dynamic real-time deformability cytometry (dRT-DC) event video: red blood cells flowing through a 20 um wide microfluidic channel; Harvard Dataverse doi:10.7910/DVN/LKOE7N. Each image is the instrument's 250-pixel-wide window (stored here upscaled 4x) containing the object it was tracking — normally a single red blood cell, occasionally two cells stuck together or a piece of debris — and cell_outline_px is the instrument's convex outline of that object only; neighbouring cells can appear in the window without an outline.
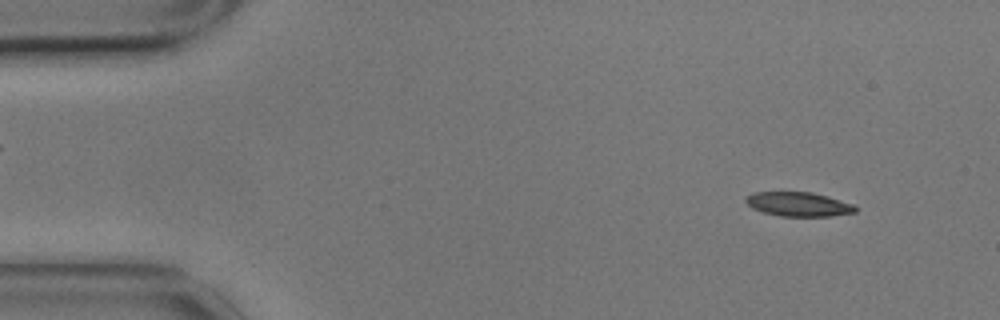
{"species": "common noctule bat (a hibernating species)", "species_latin": "Nyctalus noctula", "temperature_condition": "cold", "stored_images_in_passage": 55, "camera_frame_rate_fps": 3000, "um_per_image_px": 0.085, "animal": {"sex": "male", "body_mass_g": 17.9}, "frame": {"image": 1, "passage_image": 5, "time_ms": 1.333, "image_size_px": [1000, 320], "cell_outline_px": [[856, 212], [832, 216], [780, 216], [764, 212], [752, 208], [744, 200], [752, 192], [812, 192], [856, 204]], "centroid_in_image_um": [67.9, 17.35], "position_along_channel_um": 17.1, "area_um2": 15.49}}
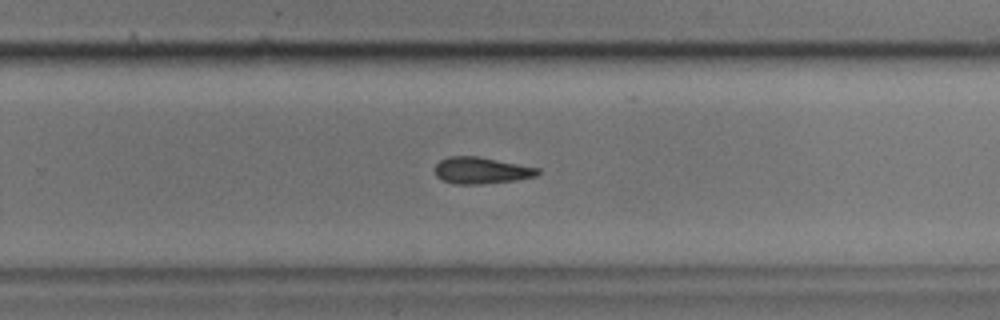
{"frame": {"image": 2, "passage_image": 36, "time_ms": 11.667, "image_size_px": [1000, 320], "cell_outline_px": [[540, 172], [536, 176], [512, 180], [480, 184], [456, 184], [440, 180], [436, 176], [436, 164], [440, 160], [448, 156], [476, 156], [540, 168]], "centroid_in_image_um": [40.88, 14.49], "position_along_channel_um": 288.9, "area_um2": 15.78}}
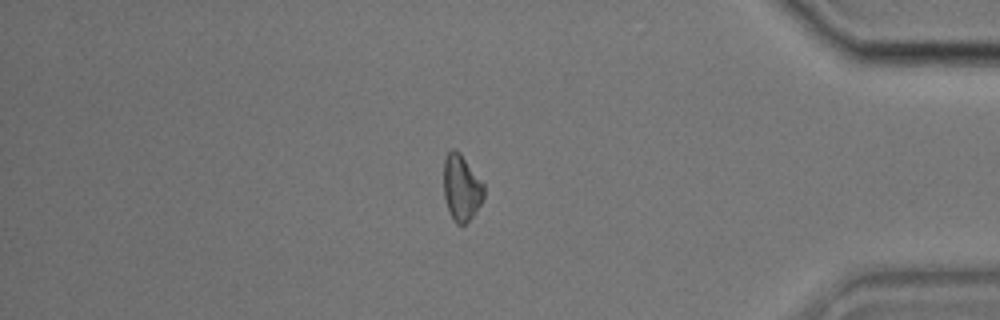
{"frame": {"image": 3, "passage_image": 48, "time_ms": 15.667, "image_size_px": [1000, 320], "cell_outline_px": [[484, 196], [480, 204], [472, 216], [464, 224], [456, 224], [452, 220], [444, 196], [444, 160], [448, 152], [452, 148], [460, 152], [484, 184]], "centroid_in_image_um": [39.22, 15.95], "position_along_channel_um": 396.0, "area_um2": 15.37}}